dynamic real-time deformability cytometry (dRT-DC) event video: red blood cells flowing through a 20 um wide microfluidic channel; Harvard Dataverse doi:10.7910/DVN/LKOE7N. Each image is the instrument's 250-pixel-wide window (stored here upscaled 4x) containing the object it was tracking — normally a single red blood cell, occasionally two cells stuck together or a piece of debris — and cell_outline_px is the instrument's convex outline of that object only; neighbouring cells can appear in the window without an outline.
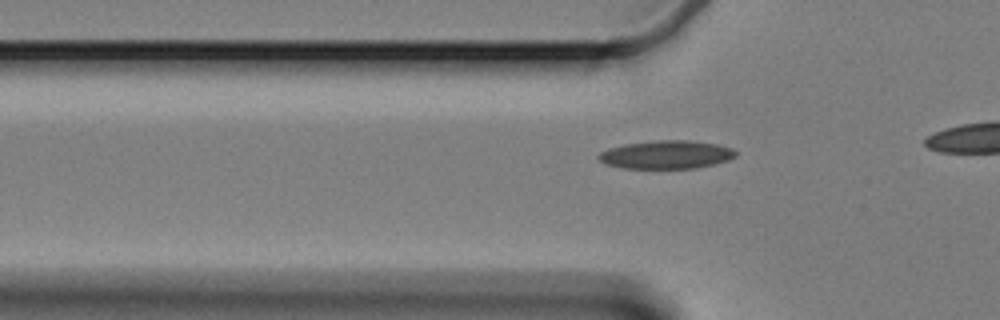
{"species": "Egyptian fruit bat (a non-hibernating species)", "species_latin": "Rousettus aegyptiacus", "temperature_condition": "cold", "stored_images_in_passage": 22, "camera_frame_rate_fps": 3000, "um_per_image_px": 0.085, "animal": {"sex": "female"}, "frame": {"image": 1, "passage_image": 15, "time_ms": 4.667, "image_size_px": [1000, 320], "cell_outline_px": [[736, 156], [728, 160], [696, 168], [624, 168], [604, 164], [596, 156], [600, 152], [608, 148], [624, 144], [660, 140], [688, 140], [716, 144], [732, 148], [736, 152]], "centroid_in_image_um": [56.6, 13.14], "position_along_channel_um": 69.2, "area_um2": 22.48}}
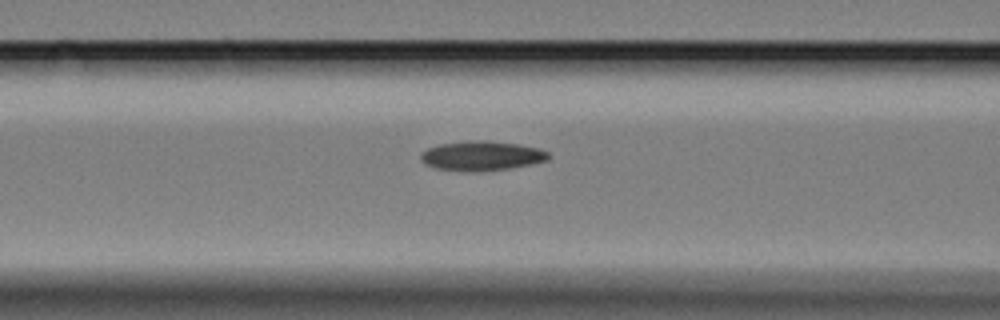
{"frame": {"image": 2, "passage_image": 20, "time_ms": 6.333, "image_size_px": [1000, 320], "cell_outline_px": [[552, 156], [548, 160], [508, 168], [472, 172], [468, 172], [436, 168], [424, 164], [420, 160], [420, 152], [428, 148], [440, 144], [472, 140], [488, 140], [520, 144], [540, 148], [548, 152]], "centroid_in_image_um": [40.93, 13.23], "position_along_channel_um": 125.7, "area_um2": 22.14}}